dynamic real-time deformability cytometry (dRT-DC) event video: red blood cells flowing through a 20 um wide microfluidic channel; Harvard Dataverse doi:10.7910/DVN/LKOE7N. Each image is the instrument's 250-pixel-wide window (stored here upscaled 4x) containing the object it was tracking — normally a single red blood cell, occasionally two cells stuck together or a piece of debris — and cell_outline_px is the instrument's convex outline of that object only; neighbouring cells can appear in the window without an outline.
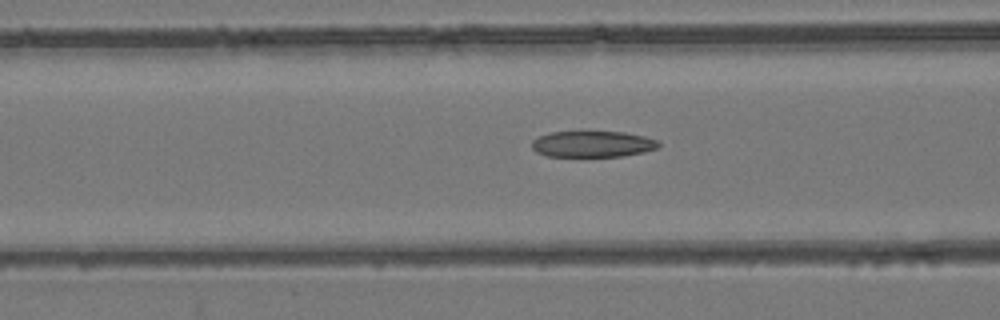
{"species": "common noctule bat (a hibernating species)", "species_latin": "Nyctalus noctula", "temperature_condition": "room temperature", "stored_images_in_passage": 54, "camera_frame_rate_fps": 3000, "um_per_image_px": 0.085, "animal": {"sex": "female", "body_mass_g": 24.6, "forearm_length_mm": 56.2}, "frame": {"image": 1, "passage_image": 22, "time_ms": 7.0, "image_size_px": [1000, 320], "cell_outline_px": [[660, 148], [644, 152], [620, 156], [548, 156], [536, 152], [532, 148], [532, 140], [548, 132], [624, 132], [644, 136], [656, 140], [660, 144]], "centroid_in_image_um": [50.38, 12.24], "position_along_channel_um": 116.2, "area_um2": 19.25}}
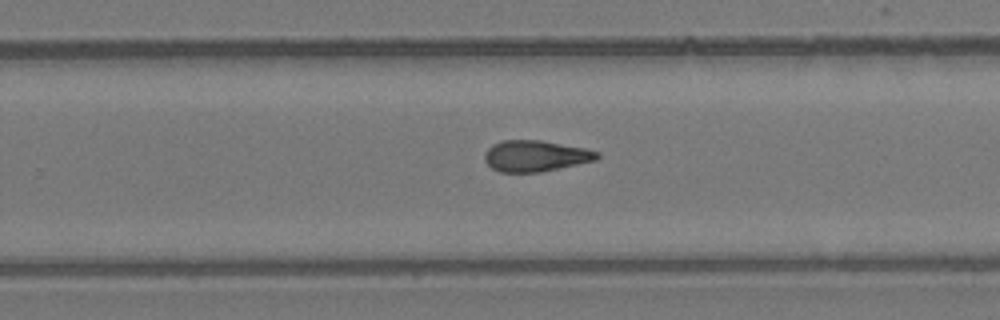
{"frame": {"image": 2, "passage_image": 35, "time_ms": 11.333, "image_size_px": [1000, 320], "cell_outline_px": [[600, 156], [596, 160], [540, 172], [500, 172], [492, 168], [484, 160], [484, 152], [492, 144], [500, 140], [540, 140], [584, 148], [600, 152]], "centroid_in_image_um": [45.49, 13.25], "position_along_channel_um": 284.3, "area_um2": 20.4}}
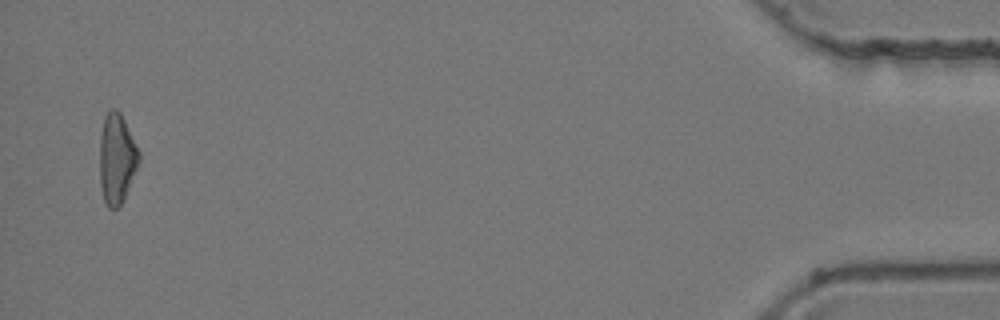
{"frame": {"image": 3, "passage_image": 53, "time_ms": 17.333, "image_size_px": [1000, 320], "cell_outline_px": [[140, 160], [124, 196], [120, 204], [116, 208], [108, 208], [104, 200], [100, 188], [100, 136], [104, 116], [112, 108], [116, 108], [120, 112], [140, 152]], "centroid_in_image_um": [9.91, 13.45], "position_along_channel_um": 425.3, "area_um2": 20.35}, "authors_computed_cell_mechanics": {"area_um2": 20.7213, "velocity_mm_per_s": 3.8792, "shape_relaxation_time_tau1_ms": null, "shape_relaxation_time_tau2_ms": 3.6834, "deformation_change_tau1": null, "deformation_change_tau2": 0.1244}}